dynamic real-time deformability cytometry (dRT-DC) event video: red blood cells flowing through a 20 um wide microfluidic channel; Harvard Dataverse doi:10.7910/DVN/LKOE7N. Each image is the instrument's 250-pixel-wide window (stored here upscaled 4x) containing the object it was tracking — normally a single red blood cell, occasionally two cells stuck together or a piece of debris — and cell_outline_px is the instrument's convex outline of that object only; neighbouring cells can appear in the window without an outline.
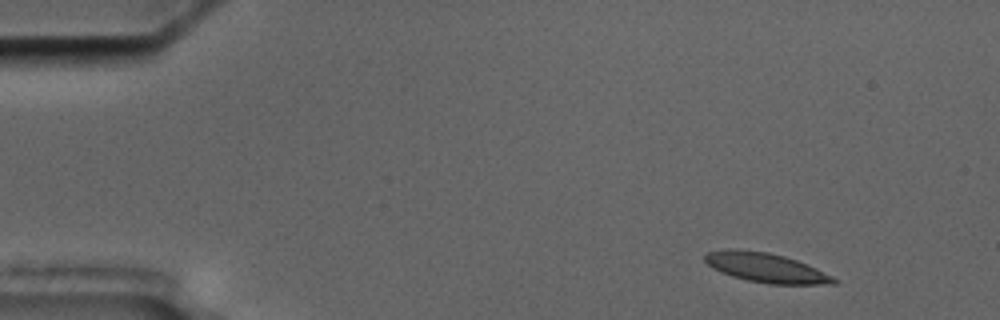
{"species": "common noctule bat (a hibernating species)", "species_latin": "Nyctalus noctula", "temperature_condition": "cold", "stored_images_in_passage": 2, "camera_frame_rate_fps": 3000, "um_per_image_px": 0.085, "animal": {"sex": "male", "body_mass_g": 17.5, "forearm_length_mm": 52.3}, "frame": {"image": 1, "passage_image": 1, "time_ms": 0.0, "image_size_px": [1000, 320], "cell_outline_px": [[840, 280], [836, 284], [768, 284], [748, 280], [732, 276], [720, 272], [712, 268], [704, 260], [704, 256], [708, 252], [728, 248], [736, 248], [768, 252], [784, 256], [796, 260], [816, 268]], "centroid_in_image_um": [65.09, 22.75], "position_along_channel_um": 19.9, "area_um2": 22.2}}
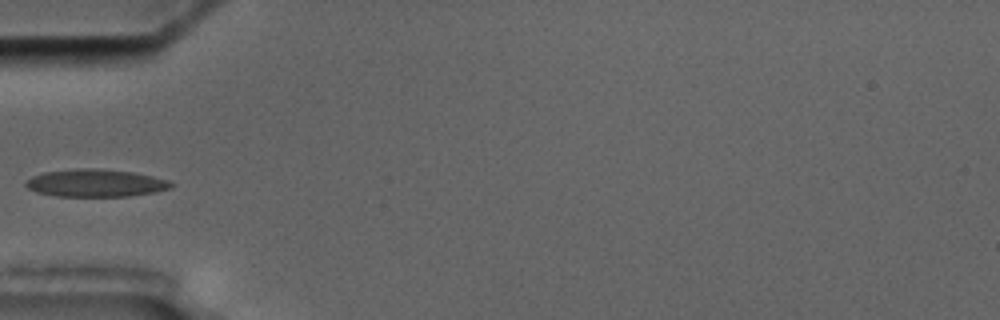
{"frame": {"image": 2, "passage_image": 2, "time_ms": 4.333, "image_size_px": [1000, 320], "cell_outline_px": [[176, 184], [172, 188], [156, 192], [128, 196], [56, 196], [36, 192], [28, 188], [24, 184], [32, 176], [44, 172], [76, 168], [100, 168], [132, 172], [152, 176], [168, 180]], "centroid_in_image_um": [8.15, 15.55], "position_along_channel_um": 76.8, "area_um2": 23.47}}